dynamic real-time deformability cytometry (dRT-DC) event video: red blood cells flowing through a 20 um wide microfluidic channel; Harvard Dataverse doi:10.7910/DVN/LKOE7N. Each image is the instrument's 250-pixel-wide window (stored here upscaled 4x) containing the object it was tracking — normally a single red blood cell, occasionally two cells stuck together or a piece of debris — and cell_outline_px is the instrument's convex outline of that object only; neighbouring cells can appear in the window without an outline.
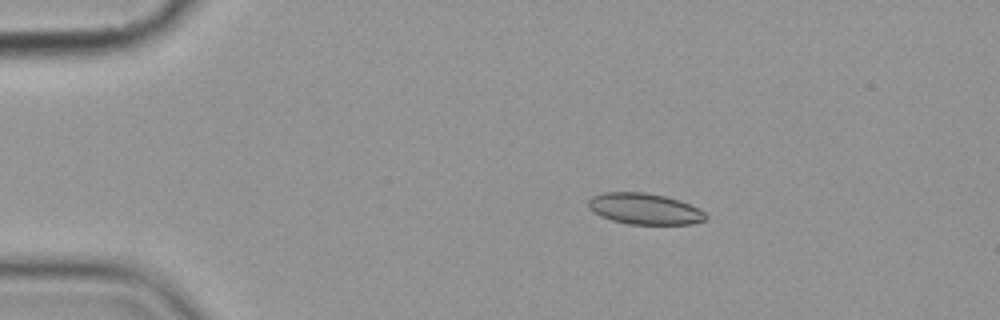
{"species": "common noctule bat (a hibernating species)", "species_latin": "Nyctalus noctula", "temperature_condition": "cold", "stored_images_in_passage": 4, "camera_frame_rate_fps": 3000, "um_per_image_px": 0.085, "animal": {"sex": "female", "body_mass_g": 19.9}, "frame": {"image": 1, "passage_image": 3, "time_ms": 2.333, "image_size_px": [1000, 320], "cell_outline_px": [[708, 220], [692, 224], [628, 224], [612, 220], [600, 216], [588, 208], [588, 200], [592, 196], [604, 192], [644, 192], [664, 196], [680, 200], [700, 208], [708, 216]], "centroid_in_image_um": [54.81, 17.75], "position_along_channel_um": 30.2, "area_um2": 21.5}}